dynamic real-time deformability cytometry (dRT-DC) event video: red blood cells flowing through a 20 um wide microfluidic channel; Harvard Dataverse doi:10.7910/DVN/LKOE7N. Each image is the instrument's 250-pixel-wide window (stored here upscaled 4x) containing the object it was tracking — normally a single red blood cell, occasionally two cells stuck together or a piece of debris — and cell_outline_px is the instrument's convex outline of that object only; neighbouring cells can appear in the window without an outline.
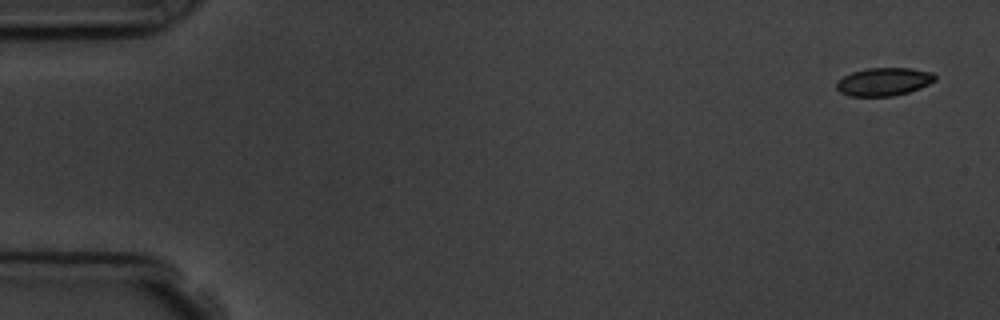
{"species": "common noctule bat (a hibernating species)", "species_latin": "Nyctalus noctula", "temperature_condition": "room temperature", "stored_images_in_passage": 5, "camera_frame_rate_fps": 3000, "um_per_image_px": 0.085, "animal": {"sex": "male", "body_mass_g": 19.5, "forearm_length_mm": 54.6}, "frame": {"image": 1, "passage_image": 1, "time_ms": 0.0, "image_size_px": [1000, 320], "cell_outline_px": [[936, 80], [920, 88], [908, 92], [892, 96], [848, 96], [840, 92], [836, 88], [836, 84], [844, 76], [852, 72], [868, 68], [912, 68], [932, 72], [936, 76]], "centroid_in_image_um": [75.14, 6.94], "position_along_channel_um": 9.9, "area_um2": 16.07}}
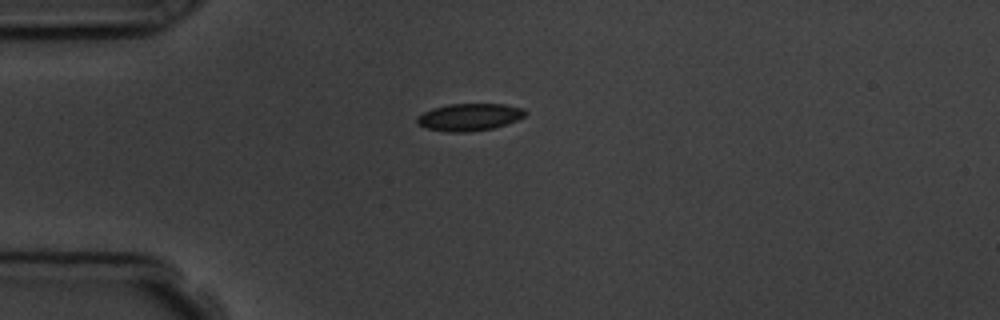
{"frame": {"image": 2, "passage_image": 4, "time_ms": 4.0, "image_size_px": [1000, 320], "cell_outline_px": [[528, 112], [524, 116], [516, 120], [492, 128], [468, 132], [448, 132], [428, 128], [416, 124], [416, 116], [432, 108], [448, 104], [504, 104], [524, 108]], "centroid_in_image_um": [39.87, 9.94], "position_along_channel_um": 45.1, "area_um2": 17.17}}
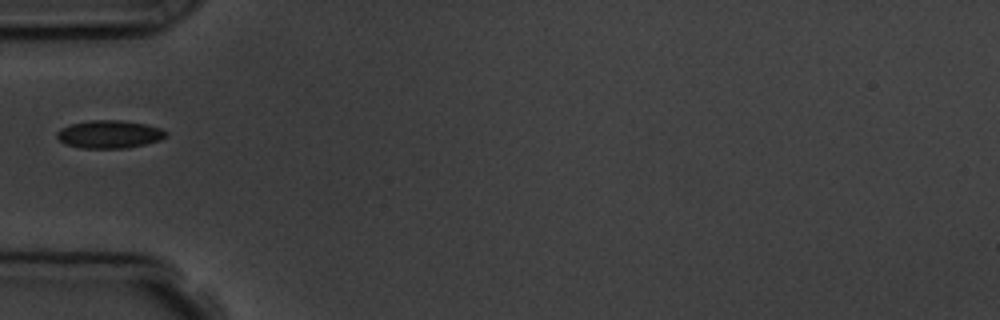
{"frame": {"image": 3, "passage_image": 5, "time_ms": 5.333, "image_size_px": [1000, 320], "cell_outline_px": [[168, 132], [160, 140], [128, 148], [80, 148], [64, 144], [56, 136], [56, 132], [60, 128], [72, 124], [92, 120], [120, 120], [148, 124], [160, 128]], "centroid_in_image_um": [9.28, 11.41], "position_along_channel_um": 75.7, "area_um2": 17.74}}